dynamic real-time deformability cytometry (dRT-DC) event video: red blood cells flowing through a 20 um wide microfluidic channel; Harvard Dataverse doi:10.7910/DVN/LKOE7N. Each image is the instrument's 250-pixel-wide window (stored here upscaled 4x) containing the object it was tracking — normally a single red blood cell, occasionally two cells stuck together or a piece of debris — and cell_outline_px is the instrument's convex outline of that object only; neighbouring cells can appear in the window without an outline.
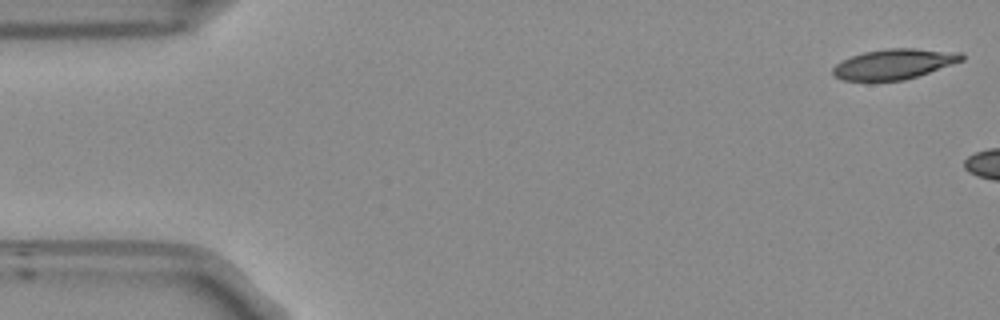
{"species": "Egyptian fruit bat (a non-hibernating species)", "species_latin": "Rousettus aegyptiacus", "temperature_condition": "room temperature", "stored_images_in_passage": 5, "camera_frame_rate_fps": 3000, "um_per_image_px": 0.085, "frame": {"image": 1, "passage_image": 1, "time_ms": 0.0, "image_size_px": [1000, 320], "cell_outline_px": [[964, 60], [904, 80], [844, 80], [832, 76], [832, 68], [836, 64], [852, 56], [864, 52], [884, 48], [916, 48], [964, 52]], "centroid_in_image_um": [76.01, 5.42], "position_along_channel_um": 9.0, "area_um2": 22.6}}